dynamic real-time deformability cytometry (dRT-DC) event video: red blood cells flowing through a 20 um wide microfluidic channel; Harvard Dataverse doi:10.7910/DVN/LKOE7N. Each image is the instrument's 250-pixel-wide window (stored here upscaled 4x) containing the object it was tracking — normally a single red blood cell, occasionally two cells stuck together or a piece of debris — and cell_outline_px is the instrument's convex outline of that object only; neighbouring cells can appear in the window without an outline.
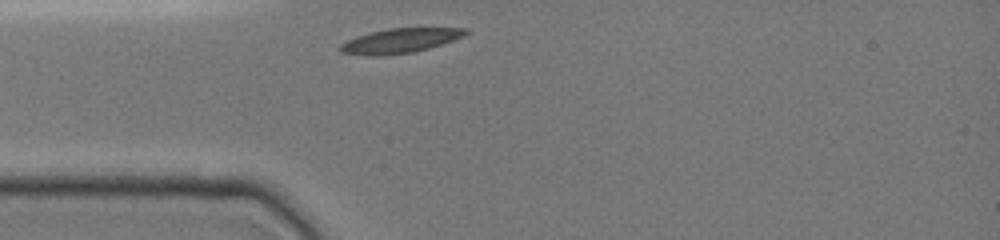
{"species": "common noctule bat (a hibernating species)", "species_latin": "Nyctalus noctula", "temperature_condition": "cold", "stored_images_in_passage": 4, "camera_frame_rate_fps": 3000, "um_per_image_px": 0.085, "animal": {"sex": "female", "body_mass_g": 19.0, "forearm_length_mm": 51.5}, "frame": {"image": 1, "passage_image": 1, "time_ms": 0.0, "image_size_px": [1000, 240], "cell_outline_px": [[468, 32], [464, 36], [428, 48], [412, 52], [380, 56], [368, 56], [340, 52], [336, 48], [340, 44], [356, 36], [368, 32], [388, 28], [468, 28]], "centroid_in_image_um": [33.92, 3.46], "position_along_channel_um": 51.1, "area_um2": 17.98}}